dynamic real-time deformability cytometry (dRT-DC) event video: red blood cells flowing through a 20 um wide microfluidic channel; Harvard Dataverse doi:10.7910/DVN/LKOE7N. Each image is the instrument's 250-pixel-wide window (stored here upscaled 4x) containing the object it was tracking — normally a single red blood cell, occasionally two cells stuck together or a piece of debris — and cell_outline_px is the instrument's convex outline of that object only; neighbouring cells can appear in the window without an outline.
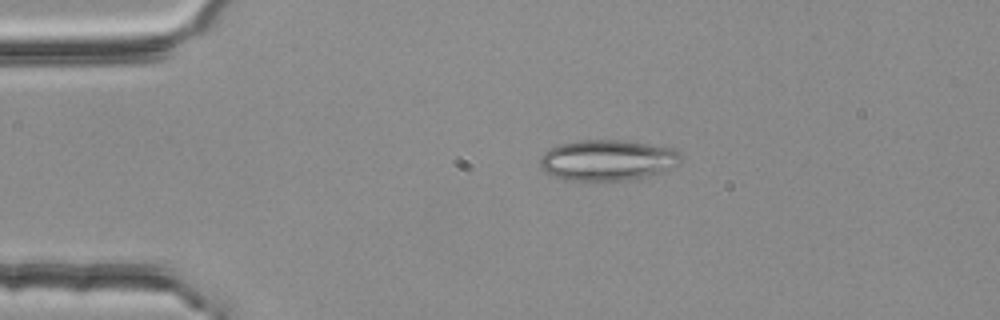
{"species": "common noctule bat (a hibernating species)", "species_latin": "Nyctalus noctula", "temperature_condition": "room temperature", "stored_images_in_passage": 3, "camera_frame_rate_fps": 3000, "um_per_image_px": 0.085, "animal": {"sex": "female", "body_mass_g": 25.1}, "frame": {"image": 1, "passage_image": 2, "time_ms": 0.333, "image_size_px": [1000, 320], "cell_outline_px": [[684, 156], [680, 164], [660, 172], [648, 176], [624, 180], [572, 180], [556, 176], [544, 172], [540, 168], [540, 160], [544, 152], [560, 144], [580, 140], [624, 140], [676, 148]], "centroid_in_image_um": [51.7, 13.6], "position_along_channel_um": 33.3, "area_um2": 33.52}}